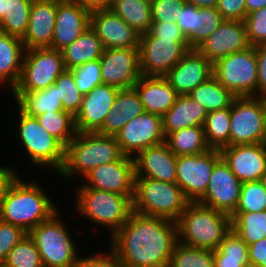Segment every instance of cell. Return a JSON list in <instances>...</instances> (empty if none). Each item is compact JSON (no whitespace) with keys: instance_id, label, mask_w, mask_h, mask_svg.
Masks as SVG:
<instances>
[{"instance_id":"obj_30","label":"cell","mask_w":266,"mask_h":267,"mask_svg":"<svg viewBox=\"0 0 266 267\" xmlns=\"http://www.w3.org/2000/svg\"><path fill=\"white\" fill-rule=\"evenodd\" d=\"M103 51L100 38L89 26L77 39L61 50L65 69L71 70L86 62L100 59Z\"/></svg>"},{"instance_id":"obj_52","label":"cell","mask_w":266,"mask_h":267,"mask_svg":"<svg viewBox=\"0 0 266 267\" xmlns=\"http://www.w3.org/2000/svg\"><path fill=\"white\" fill-rule=\"evenodd\" d=\"M149 32L158 38H186L176 22H152Z\"/></svg>"},{"instance_id":"obj_43","label":"cell","mask_w":266,"mask_h":267,"mask_svg":"<svg viewBox=\"0 0 266 267\" xmlns=\"http://www.w3.org/2000/svg\"><path fill=\"white\" fill-rule=\"evenodd\" d=\"M266 210V189L260 180L242 183L238 205L234 212H259Z\"/></svg>"},{"instance_id":"obj_49","label":"cell","mask_w":266,"mask_h":267,"mask_svg":"<svg viewBox=\"0 0 266 267\" xmlns=\"http://www.w3.org/2000/svg\"><path fill=\"white\" fill-rule=\"evenodd\" d=\"M186 4V0H151L153 22H176L175 15Z\"/></svg>"},{"instance_id":"obj_58","label":"cell","mask_w":266,"mask_h":267,"mask_svg":"<svg viewBox=\"0 0 266 267\" xmlns=\"http://www.w3.org/2000/svg\"><path fill=\"white\" fill-rule=\"evenodd\" d=\"M186 3L198 8L216 7L218 0H186Z\"/></svg>"},{"instance_id":"obj_34","label":"cell","mask_w":266,"mask_h":267,"mask_svg":"<svg viewBox=\"0 0 266 267\" xmlns=\"http://www.w3.org/2000/svg\"><path fill=\"white\" fill-rule=\"evenodd\" d=\"M188 96L203 105L207 113L230 107L235 98L214 76L194 88Z\"/></svg>"},{"instance_id":"obj_40","label":"cell","mask_w":266,"mask_h":267,"mask_svg":"<svg viewBox=\"0 0 266 267\" xmlns=\"http://www.w3.org/2000/svg\"><path fill=\"white\" fill-rule=\"evenodd\" d=\"M213 250L177 243L167 267H213Z\"/></svg>"},{"instance_id":"obj_26","label":"cell","mask_w":266,"mask_h":267,"mask_svg":"<svg viewBox=\"0 0 266 267\" xmlns=\"http://www.w3.org/2000/svg\"><path fill=\"white\" fill-rule=\"evenodd\" d=\"M134 88L145 112L161 117L171 109L178 96L165 77L142 75Z\"/></svg>"},{"instance_id":"obj_32","label":"cell","mask_w":266,"mask_h":267,"mask_svg":"<svg viewBox=\"0 0 266 267\" xmlns=\"http://www.w3.org/2000/svg\"><path fill=\"white\" fill-rule=\"evenodd\" d=\"M111 10L140 35L150 30L151 0H113Z\"/></svg>"},{"instance_id":"obj_55","label":"cell","mask_w":266,"mask_h":267,"mask_svg":"<svg viewBox=\"0 0 266 267\" xmlns=\"http://www.w3.org/2000/svg\"><path fill=\"white\" fill-rule=\"evenodd\" d=\"M16 176V171L9 166L0 167V211L6 191Z\"/></svg>"},{"instance_id":"obj_44","label":"cell","mask_w":266,"mask_h":267,"mask_svg":"<svg viewBox=\"0 0 266 267\" xmlns=\"http://www.w3.org/2000/svg\"><path fill=\"white\" fill-rule=\"evenodd\" d=\"M71 72L75 79V85L82 95L88 94L97 85L103 84L100 59L74 67L71 69Z\"/></svg>"},{"instance_id":"obj_12","label":"cell","mask_w":266,"mask_h":267,"mask_svg":"<svg viewBox=\"0 0 266 267\" xmlns=\"http://www.w3.org/2000/svg\"><path fill=\"white\" fill-rule=\"evenodd\" d=\"M66 70L62 52L51 48L25 51L21 76L12 92H31L46 89L54 84Z\"/></svg>"},{"instance_id":"obj_14","label":"cell","mask_w":266,"mask_h":267,"mask_svg":"<svg viewBox=\"0 0 266 267\" xmlns=\"http://www.w3.org/2000/svg\"><path fill=\"white\" fill-rule=\"evenodd\" d=\"M103 84L132 88L141 78L139 49L107 48L100 57Z\"/></svg>"},{"instance_id":"obj_16","label":"cell","mask_w":266,"mask_h":267,"mask_svg":"<svg viewBox=\"0 0 266 267\" xmlns=\"http://www.w3.org/2000/svg\"><path fill=\"white\" fill-rule=\"evenodd\" d=\"M242 182L221 158L214 166L205 194L197 201L231 215L239 202Z\"/></svg>"},{"instance_id":"obj_54","label":"cell","mask_w":266,"mask_h":267,"mask_svg":"<svg viewBox=\"0 0 266 267\" xmlns=\"http://www.w3.org/2000/svg\"><path fill=\"white\" fill-rule=\"evenodd\" d=\"M248 260L255 266L266 267V237L248 245Z\"/></svg>"},{"instance_id":"obj_18","label":"cell","mask_w":266,"mask_h":267,"mask_svg":"<svg viewBox=\"0 0 266 267\" xmlns=\"http://www.w3.org/2000/svg\"><path fill=\"white\" fill-rule=\"evenodd\" d=\"M220 154L242 183L260 180L266 172V143L225 146Z\"/></svg>"},{"instance_id":"obj_63","label":"cell","mask_w":266,"mask_h":267,"mask_svg":"<svg viewBox=\"0 0 266 267\" xmlns=\"http://www.w3.org/2000/svg\"><path fill=\"white\" fill-rule=\"evenodd\" d=\"M0 267H9L5 262H0Z\"/></svg>"},{"instance_id":"obj_31","label":"cell","mask_w":266,"mask_h":267,"mask_svg":"<svg viewBox=\"0 0 266 267\" xmlns=\"http://www.w3.org/2000/svg\"><path fill=\"white\" fill-rule=\"evenodd\" d=\"M19 109L29 115L37 116L45 112L65 111L59 99L55 84L46 89L31 92H12Z\"/></svg>"},{"instance_id":"obj_36","label":"cell","mask_w":266,"mask_h":267,"mask_svg":"<svg viewBox=\"0 0 266 267\" xmlns=\"http://www.w3.org/2000/svg\"><path fill=\"white\" fill-rule=\"evenodd\" d=\"M231 229L250 245L266 237V210L259 212H233Z\"/></svg>"},{"instance_id":"obj_48","label":"cell","mask_w":266,"mask_h":267,"mask_svg":"<svg viewBox=\"0 0 266 267\" xmlns=\"http://www.w3.org/2000/svg\"><path fill=\"white\" fill-rule=\"evenodd\" d=\"M27 235L22 227L0 219V262H4L11 249Z\"/></svg>"},{"instance_id":"obj_4","label":"cell","mask_w":266,"mask_h":267,"mask_svg":"<svg viewBox=\"0 0 266 267\" xmlns=\"http://www.w3.org/2000/svg\"><path fill=\"white\" fill-rule=\"evenodd\" d=\"M124 156L113 135L77 132L65 147V160L59 175L83 178L95 167L120 160Z\"/></svg>"},{"instance_id":"obj_10","label":"cell","mask_w":266,"mask_h":267,"mask_svg":"<svg viewBox=\"0 0 266 267\" xmlns=\"http://www.w3.org/2000/svg\"><path fill=\"white\" fill-rule=\"evenodd\" d=\"M187 38H158L149 31L140 35V70L144 76L165 77L189 50Z\"/></svg>"},{"instance_id":"obj_3","label":"cell","mask_w":266,"mask_h":267,"mask_svg":"<svg viewBox=\"0 0 266 267\" xmlns=\"http://www.w3.org/2000/svg\"><path fill=\"white\" fill-rule=\"evenodd\" d=\"M178 242L184 245L216 250L231 231L230 215L190 202L176 221Z\"/></svg>"},{"instance_id":"obj_6","label":"cell","mask_w":266,"mask_h":267,"mask_svg":"<svg viewBox=\"0 0 266 267\" xmlns=\"http://www.w3.org/2000/svg\"><path fill=\"white\" fill-rule=\"evenodd\" d=\"M75 190V209L94 223L110 228V235L118 231L133 212L132 199L126 195L90 188L84 184Z\"/></svg>"},{"instance_id":"obj_13","label":"cell","mask_w":266,"mask_h":267,"mask_svg":"<svg viewBox=\"0 0 266 267\" xmlns=\"http://www.w3.org/2000/svg\"><path fill=\"white\" fill-rule=\"evenodd\" d=\"M220 159L218 149L200 155L177 156L176 184L190 202H197L205 194L213 168Z\"/></svg>"},{"instance_id":"obj_57","label":"cell","mask_w":266,"mask_h":267,"mask_svg":"<svg viewBox=\"0 0 266 267\" xmlns=\"http://www.w3.org/2000/svg\"><path fill=\"white\" fill-rule=\"evenodd\" d=\"M246 16L258 9L266 7V0H245Z\"/></svg>"},{"instance_id":"obj_41","label":"cell","mask_w":266,"mask_h":267,"mask_svg":"<svg viewBox=\"0 0 266 267\" xmlns=\"http://www.w3.org/2000/svg\"><path fill=\"white\" fill-rule=\"evenodd\" d=\"M4 262L9 267H44L35 242L29 235L11 249Z\"/></svg>"},{"instance_id":"obj_33","label":"cell","mask_w":266,"mask_h":267,"mask_svg":"<svg viewBox=\"0 0 266 267\" xmlns=\"http://www.w3.org/2000/svg\"><path fill=\"white\" fill-rule=\"evenodd\" d=\"M165 142L176 155H200L211 148L208 146L202 126H191L170 133Z\"/></svg>"},{"instance_id":"obj_53","label":"cell","mask_w":266,"mask_h":267,"mask_svg":"<svg viewBox=\"0 0 266 267\" xmlns=\"http://www.w3.org/2000/svg\"><path fill=\"white\" fill-rule=\"evenodd\" d=\"M255 47L258 69V97L266 95V44Z\"/></svg>"},{"instance_id":"obj_1","label":"cell","mask_w":266,"mask_h":267,"mask_svg":"<svg viewBox=\"0 0 266 267\" xmlns=\"http://www.w3.org/2000/svg\"><path fill=\"white\" fill-rule=\"evenodd\" d=\"M111 238V249L124 266L167 267L178 243L177 223L133 211Z\"/></svg>"},{"instance_id":"obj_15","label":"cell","mask_w":266,"mask_h":267,"mask_svg":"<svg viewBox=\"0 0 266 267\" xmlns=\"http://www.w3.org/2000/svg\"><path fill=\"white\" fill-rule=\"evenodd\" d=\"M115 137L123 154L135 157L146 148L165 141L162 117L144 112L127 123Z\"/></svg>"},{"instance_id":"obj_29","label":"cell","mask_w":266,"mask_h":267,"mask_svg":"<svg viewBox=\"0 0 266 267\" xmlns=\"http://www.w3.org/2000/svg\"><path fill=\"white\" fill-rule=\"evenodd\" d=\"M25 51L21 38L0 32V83L9 81L11 90L19 82Z\"/></svg>"},{"instance_id":"obj_27","label":"cell","mask_w":266,"mask_h":267,"mask_svg":"<svg viewBox=\"0 0 266 267\" xmlns=\"http://www.w3.org/2000/svg\"><path fill=\"white\" fill-rule=\"evenodd\" d=\"M144 112L143 104L134 87L119 89L103 127L98 133L116 136L127 123Z\"/></svg>"},{"instance_id":"obj_25","label":"cell","mask_w":266,"mask_h":267,"mask_svg":"<svg viewBox=\"0 0 266 267\" xmlns=\"http://www.w3.org/2000/svg\"><path fill=\"white\" fill-rule=\"evenodd\" d=\"M57 2H33L25 35L21 38L26 50L50 48L55 27Z\"/></svg>"},{"instance_id":"obj_62","label":"cell","mask_w":266,"mask_h":267,"mask_svg":"<svg viewBox=\"0 0 266 267\" xmlns=\"http://www.w3.org/2000/svg\"><path fill=\"white\" fill-rule=\"evenodd\" d=\"M261 100H262V102L264 104L265 112H266V95L261 96Z\"/></svg>"},{"instance_id":"obj_19","label":"cell","mask_w":266,"mask_h":267,"mask_svg":"<svg viewBox=\"0 0 266 267\" xmlns=\"http://www.w3.org/2000/svg\"><path fill=\"white\" fill-rule=\"evenodd\" d=\"M119 89L107 85H97L88 94L83 95L81 107L74 116L77 132H98L111 110Z\"/></svg>"},{"instance_id":"obj_59","label":"cell","mask_w":266,"mask_h":267,"mask_svg":"<svg viewBox=\"0 0 266 267\" xmlns=\"http://www.w3.org/2000/svg\"><path fill=\"white\" fill-rule=\"evenodd\" d=\"M6 12V0H0V21L3 19Z\"/></svg>"},{"instance_id":"obj_39","label":"cell","mask_w":266,"mask_h":267,"mask_svg":"<svg viewBox=\"0 0 266 267\" xmlns=\"http://www.w3.org/2000/svg\"><path fill=\"white\" fill-rule=\"evenodd\" d=\"M32 3L30 0H6V12L0 21V32L22 38L27 31Z\"/></svg>"},{"instance_id":"obj_28","label":"cell","mask_w":266,"mask_h":267,"mask_svg":"<svg viewBox=\"0 0 266 267\" xmlns=\"http://www.w3.org/2000/svg\"><path fill=\"white\" fill-rule=\"evenodd\" d=\"M207 111L188 95H178L175 104L162 116L165 138L172 132L191 126L204 125Z\"/></svg>"},{"instance_id":"obj_37","label":"cell","mask_w":266,"mask_h":267,"mask_svg":"<svg viewBox=\"0 0 266 267\" xmlns=\"http://www.w3.org/2000/svg\"><path fill=\"white\" fill-rule=\"evenodd\" d=\"M231 106L208 112L203 125L205 139L211 149L230 146Z\"/></svg>"},{"instance_id":"obj_50","label":"cell","mask_w":266,"mask_h":267,"mask_svg":"<svg viewBox=\"0 0 266 267\" xmlns=\"http://www.w3.org/2000/svg\"><path fill=\"white\" fill-rule=\"evenodd\" d=\"M216 8L223 20L244 21L246 17L245 0H218Z\"/></svg>"},{"instance_id":"obj_42","label":"cell","mask_w":266,"mask_h":267,"mask_svg":"<svg viewBox=\"0 0 266 267\" xmlns=\"http://www.w3.org/2000/svg\"><path fill=\"white\" fill-rule=\"evenodd\" d=\"M54 84L58 89L63 110L75 116L81 107L83 95L75 85V79L71 70H64Z\"/></svg>"},{"instance_id":"obj_7","label":"cell","mask_w":266,"mask_h":267,"mask_svg":"<svg viewBox=\"0 0 266 267\" xmlns=\"http://www.w3.org/2000/svg\"><path fill=\"white\" fill-rule=\"evenodd\" d=\"M59 216V212H55L28 235L35 242L44 267H76L77 249Z\"/></svg>"},{"instance_id":"obj_24","label":"cell","mask_w":266,"mask_h":267,"mask_svg":"<svg viewBox=\"0 0 266 267\" xmlns=\"http://www.w3.org/2000/svg\"><path fill=\"white\" fill-rule=\"evenodd\" d=\"M133 158L135 177L176 183L177 156L165 141L146 148Z\"/></svg>"},{"instance_id":"obj_11","label":"cell","mask_w":266,"mask_h":267,"mask_svg":"<svg viewBox=\"0 0 266 267\" xmlns=\"http://www.w3.org/2000/svg\"><path fill=\"white\" fill-rule=\"evenodd\" d=\"M266 143V112L261 97H235L231 103L230 145Z\"/></svg>"},{"instance_id":"obj_2","label":"cell","mask_w":266,"mask_h":267,"mask_svg":"<svg viewBox=\"0 0 266 267\" xmlns=\"http://www.w3.org/2000/svg\"><path fill=\"white\" fill-rule=\"evenodd\" d=\"M59 210L37 182H24L17 175L4 196L0 219L29 233Z\"/></svg>"},{"instance_id":"obj_46","label":"cell","mask_w":266,"mask_h":267,"mask_svg":"<svg viewBox=\"0 0 266 267\" xmlns=\"http://www.w3.org/2000/svg\"><path fill=\"white\" fill-rule=\"evenodd\" d=\"M244 23L250 46L266 44V7L249 13Z\"/></svg>"},{"instance_id":"obj_23","label":"cell","mask_w":266,"mask_h":267,"mask_svg":"<svg viewBox=\"0 0 266 267\" xmlns=\"http://www.w3.org/2000/svg\"><path fill=\"white\" fill-rule=\"evenodd\" d=\"M90 26V12L73 0L57 2L51 49L61 51Z\"/></svg>"},{"instance_id":"obj_47","label":"cell","mask_w":266,"mask_h":267,"mask_svg":"<svg viewBox=\"0 0 266 267\" xmlns=\"http://www.w3.org/2000/svg\"><path fill=\"white\" fill-rule=\"evenodd\" d=\"M176 23L180 30L189 39L198 28L203 25L202 11L200 8L186 3L175 15Z\"/></svg>"},{"instance_id":"obj_45","label":"cell","mask_w":266,"mask_h":267,"mask_svg":"<svg viewBox=\"0 0 266 267\" xmlns=\"http://www.w3.org/2000/svg\"><path fill=\"white\" fill-rule=\"evenodd\" d=\"M200 10L203 25L188 39L190 49H197L223 22V17L216 7H205Z\"/></svg>"},{"instance_id":"obj_51","label":"cell","mask_w":266,"mask_h":267,"mask_svg":"<svg viewBox=\"0 0 266 267\" xmlns=\"http://www.w3.org/2000/svg\"><path fill=\"white\" fill-rule=\"evenodd\" d=\"M111 252V253H110ZM109 254H95L80 258L76 267H124L116 254L111 250Z\"/></svg>"},{"instance_id":"obj_5","label":"cell","mask_w":266,"mask_h":267,"mask_svg":"<svg viewBox=\"0 0 266 267\" xmlns=\"http://www.w3.org/2000/svg\"><path fill=\"white\" fill-rule=\"evenodd\" d=\"M133 211L176 222L190 201L176 183L135 177Z\"/></svg>"},{"instance_id":"obj_61","label":"cell","mask_w":266,"mask_h":267,"mask_svg":"<svg viewBox=\"0 0 266 267\" xmlns=\"http://www.w3.org/2000/svg\"><path fill=\"white\" fill-rule=\"evenodd\" d=\"M31 2H60L62 0H30Z\"/></svg>"},{"instance_id":"obj_56","label":"cell","mask_w":266,"mask_h":267,"mask_svg":"<svg viewBox=\"0 0 266 267\" xmlns=\"http://www.w3.org/2000/svg\"><path fill=\"white\" fill-rule=\"evenodd\" d=\"M80 4L85 10L91 12L110 10L113 0H73Z\"/></svg>"},{"instance_id":"obj_35","label":"cell","mask_w":266,"mask_h":267,"mask_svg":"<svg viewBox=\"0 0 266 267\" xmlns=\"http://www.w3.org/2000/svg\"><path fill=\"white\" fill-rule=\"evenodd\" d=\"M213 267H244L249 264L248 245L232 229L216 250Z\"/></svg>"},{"instance_id":"obj_38","label":"cell","mask_w":266,"mask_h":267,"mask_svg":"<svg viewBox=\"0 0 266 267\" xmlns=\"http://www.w3.org/2000/svg\"><path fill=\"white\" fill-rule=\"evenodd\" d=\"M39 124L65 147L75 137L74 116L68 111L45 112L35 116Z\"/></svg>"},{"instance_id":"obj_20","label":"cell","mask_w":266,"mask_h":267,"mask_svg":"<svg viewBox=\"0 0 266 267\" xmlns=\"http://www.w3.org/2000/svg\"><path fill=\"white\" fill-rule=\"evenodd\" d=\"M90 27L100 38L104 49H139L140 34L111 9L91 12Z\"/></svg>"},{"instance_id":"obj_60","label":"cell","mask_w":266,"mask_h":267,"mask_svg":"<svg viewBox=\"0 0 266 267\" xmlns=\"http://www.w3.org/2000/svg\"><path fill=\"white\" fill-rule=\"evenodd\" d=\"M260 181L263 187L266 189V172L262 175V177L260 178Z\"/></svg>"},{"instance_id":"obj_22","label":"cell","mask_w":266,"mask_h":267,"mask_svg":"<svg viewBox=\"0 0 266 267\" xmlns=\"http://www.w3.org/2000/svg\"><path fill=\"white\" fill-rule=\"evenodd\" d=\"M213 76V64L197 49H189L165 78L178 95H188Z\"/></svg>"},{"instance_id":"obj_9","label":"cell","mask_w":266,"mask_h":267,"mask_svg":"<svg viewBox=\"0 0 266 267\" xmlns=\"http://www.w3.org/2000/svg\"><path fill=\"white\" fill-rule=\"evenodd\" d=\"M18 111V135L31 162L52 166L59 173L65 160V146L44 130L35 117Z\"/></svg>"},{"instance_id":"obj_64","label":"cell","mask_w":266,"mask_h":267,"mask_svg":"<svg viewBox=\"0 0 266 267\" xmlns=\"http://www.w3.org/2000/svg\"><path fill=\"white\" fill-rule=\"evenodd\" d=\"M244 267H258V266H255V265L249 263V264L245 265Z\"/></svg>"},{"instance_id":"obj_8","label":"cell","mask_w":266,"mask_h":267,"mask_svg":"<svg viewBox=\"0 0 266 267\" xmlns=\"http://www.w3.org/2000/svg\"><path fill=\"white\" fill-rule=\"evenodd\" d=\"M213 76L235 97L257 96L258 69L254 46L234 52L213 64Z\"/></svg>"},{"instance_id":"obj_21","label":"cell","mask_w":266,"mask_h":267,"mask_svg":"<svg viewBox=\"0 0 266 267\" xmlns=\"http://www.w3.org/2000/svg\"><path fill=\"white\" fill-rule=\"evenodd\" d=\"M248 47L250 44L244 21L223 20L197 50L214 64L219 59Z\"/></svg>"},{"instance_id":"obj_17","label":"cell","mask_w":266,"mask_h":267,"mask_svg":"<svg viewBox=\"0 0 266 267\" xmlns=\"http://www.w3.org/2000/svg\"><path fill=\"white\" fill-rule=\"evenodd\" d=\"M85 186L130 197L135 186L134 158L124 155L120 160L93 168L85 177Z\"/></svg>"}]
</instances>
